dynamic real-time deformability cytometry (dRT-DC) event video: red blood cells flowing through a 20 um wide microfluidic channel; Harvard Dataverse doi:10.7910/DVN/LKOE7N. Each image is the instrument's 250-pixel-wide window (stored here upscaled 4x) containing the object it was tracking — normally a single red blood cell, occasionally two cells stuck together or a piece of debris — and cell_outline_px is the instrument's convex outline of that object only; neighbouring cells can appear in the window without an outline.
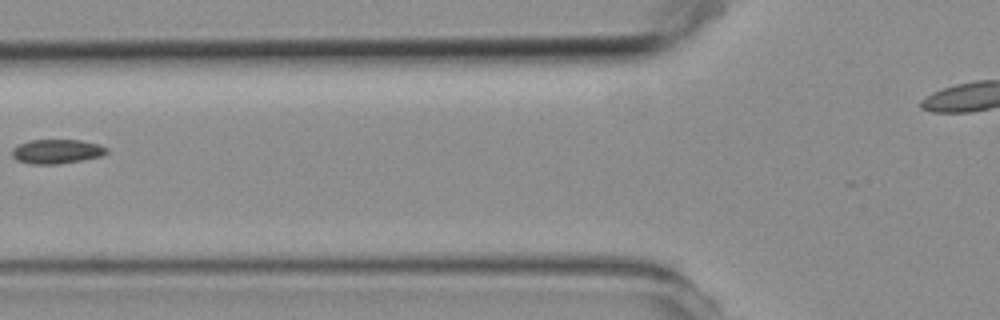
{"species": "common noctule bat (a hibernating species)", "species_latin": "Nyctalus noctula", "temperature_condition": "room temperature", "stored_images_in_passage": 6, "camera_frame_rate_fps": 3000, "um_per_image_px": 0.085, "animal": {"sex": "female", "body_mass_g": 19.3, "forearm_length_mm": 54.1}, "frame": {"image": 1, "passage_image": 6, "time_ms": 7.0, "image_size_px": [1000, 320], "cell_outline_px": [[108, 152], [100, 156], [80, 160], [56, 164], [32, 164], [16, 160], [12, 156], [12, 148], [20, 144], [32, 140], [80, 140], [96, 144], [108, 148]], "centroid_in_image_um": [4.79, 12.87], "position_along_channel_um": 121.0, "area_um2": 13.18}}